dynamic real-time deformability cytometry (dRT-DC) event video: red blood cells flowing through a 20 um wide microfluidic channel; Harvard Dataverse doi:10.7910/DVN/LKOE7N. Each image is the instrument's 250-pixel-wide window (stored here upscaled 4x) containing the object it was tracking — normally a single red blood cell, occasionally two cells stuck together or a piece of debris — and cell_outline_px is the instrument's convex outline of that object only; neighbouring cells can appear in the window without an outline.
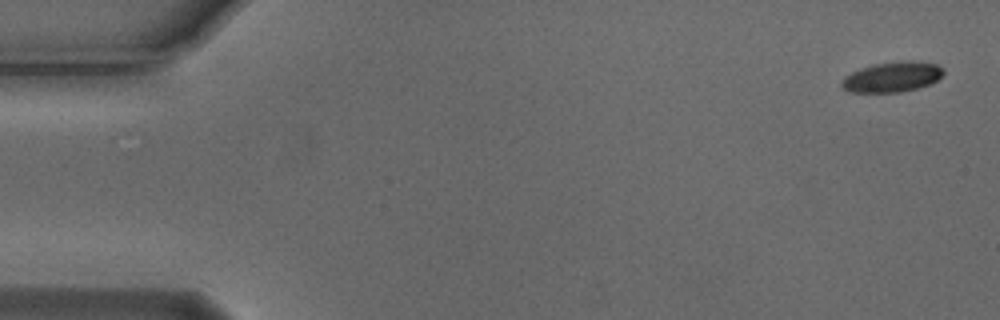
{"species": "Egyptian fruit bat (a non-hibernating species)", "species_latin": "Rousettus aegyptiacus", "temperature_condition": "cold", "stored_images_in_passage": 3, "camera_frame_rate_fps": 3000, "um_per_image_px": 0.085, "animal": {"sex": "male"}, "frame": {"image": 1, "passage_image": 1, "time_ms": 0.0, "image_size_px": [1000, 320], "cell_outline_px": [[944, 72], [936, 80], [928, 84], [916, 88], [900, 92], [848, 92], [840, 84], [840, 80], [844, 76], [860, 68], [872, 64], [900, 60], [920, 60], [936, 64]], "centroid_in_image_um": [75.79, 6.52], "position_along_channel_um": 9.2, "area_um2": 18.03}}